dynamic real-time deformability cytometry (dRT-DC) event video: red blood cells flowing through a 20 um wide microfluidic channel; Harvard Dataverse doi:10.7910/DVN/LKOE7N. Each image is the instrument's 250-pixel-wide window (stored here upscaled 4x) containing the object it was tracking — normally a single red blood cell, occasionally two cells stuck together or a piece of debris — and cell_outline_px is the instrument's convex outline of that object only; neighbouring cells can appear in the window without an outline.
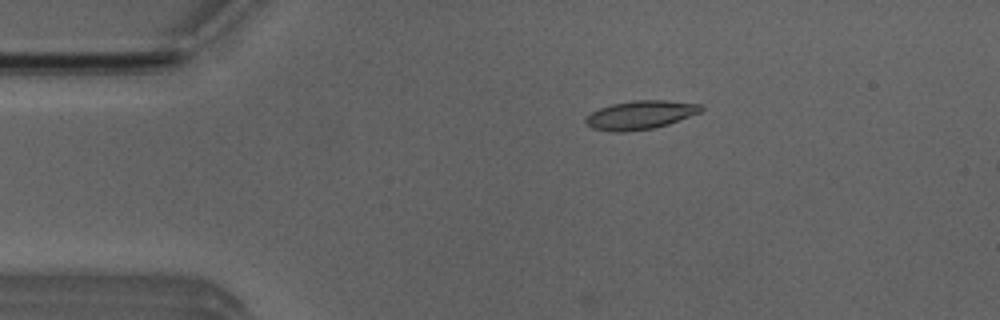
{"species": "Egyptian fruit bat (a non-hibernating species)", "species_latin": "Rousettus aegyptiacus", "temperature_condition": "room temperature", "stored_images_in_passage": 12, "camera_frame_rate_fps": 3000, "um_per_image_px": 0.085, "animal": {"sex": "male"}, "frame": {"image": 1, "passage_image": 10, "time_ms": 3.0, "image_size_px": [1000, 320], "cell_outline_px": [[704, 108], [700, 112], [668, 124], [652, 128], [624, 132], [612, 132], [592, 128], [584, 120], [584, 116], [600, 108], [612, 104], [632, 100], [664, 100], [704, 104]], "centroid_in_image_um": [54.42, 9.76], "position_along_channel_um": 30.6, "area_um2": 19.25}}